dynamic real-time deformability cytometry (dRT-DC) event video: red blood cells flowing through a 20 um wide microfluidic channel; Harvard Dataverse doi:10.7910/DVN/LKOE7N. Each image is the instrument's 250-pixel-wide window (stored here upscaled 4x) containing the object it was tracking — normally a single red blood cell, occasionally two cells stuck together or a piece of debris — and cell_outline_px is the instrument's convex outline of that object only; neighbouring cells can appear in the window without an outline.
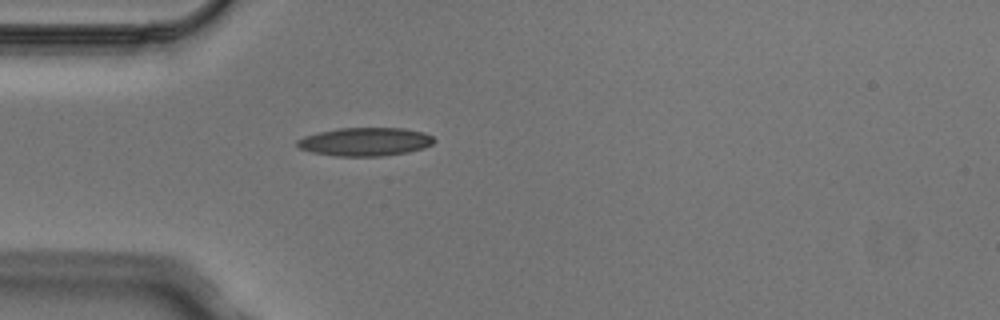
{"species": "Egyptian fruit bat (a non-hibernating species)", "species_latin": "Rousettus aegyptiacus", "temperature_condition": "cold", "stored_images_in_passage": 4, "camera_frame_rate_fps": 3000, "um_per_image_px": 0.085, "animal": {"sex": "male"}, "frame": {"image": 1, "passage_image": 4, "time_ms": 1.0, "image_size_px": [1000, 320], "cell_outline_px": [[436, 140], [432, 144], [424, 148], [408, 152], [380, 156], [336, 156], [312, 152], [300, 148], [296, 144], [296, 140], [304, 136], [320, 132], [340, 128], [404, 128], [424, 132], [432, 136]], "centroid_in_image_um": [31.06, 12.04], "position_along_channel_um": 53.9, "area_um2": 22.6}}